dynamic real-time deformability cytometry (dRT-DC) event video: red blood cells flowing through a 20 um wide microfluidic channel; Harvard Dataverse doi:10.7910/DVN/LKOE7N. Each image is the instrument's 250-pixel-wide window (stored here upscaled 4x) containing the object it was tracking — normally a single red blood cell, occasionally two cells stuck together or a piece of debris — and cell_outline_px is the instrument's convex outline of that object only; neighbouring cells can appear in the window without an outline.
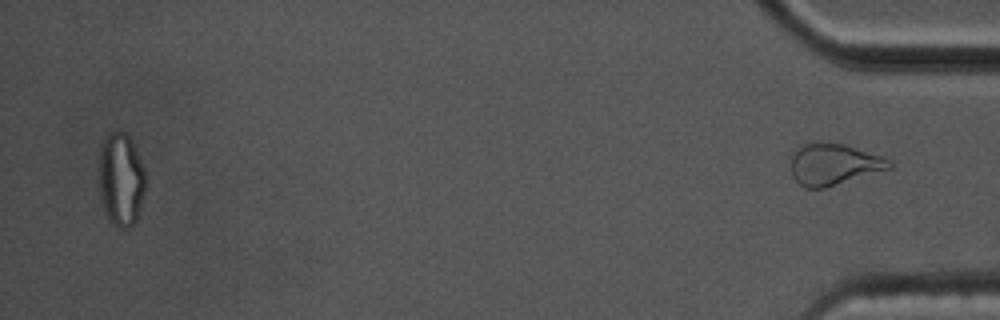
{"species": "common noctule bat (a hibernating species)", "species_latin": "Nyctalus noctula", "temperature_condition": "cold", "stored_images_in_passage": 59, "segment_of_instrument_passage": [2, 2], "camera_frame_rate_fps": 3000, "um_per_image_px": 0.085, "animal": {"sex": "male", "body_mass_g": 17.5, "forearm_length_mm": 52.3}, "frame": {"image": 1, "passage_image": 59, "time_ms": 19.333, "image_size_px": [1000, 320], "cell_outline_px": [[892, 168], [824, 188], [804, 188], [792, 176], [792, 156], [796, 148], [808, 140], [832, 140], [884, 156], [892, 160]], "centroid_in_image_um": [70.87, 13.9], "position_along_channel_um": 364.3, "area_um2": 24.51}}